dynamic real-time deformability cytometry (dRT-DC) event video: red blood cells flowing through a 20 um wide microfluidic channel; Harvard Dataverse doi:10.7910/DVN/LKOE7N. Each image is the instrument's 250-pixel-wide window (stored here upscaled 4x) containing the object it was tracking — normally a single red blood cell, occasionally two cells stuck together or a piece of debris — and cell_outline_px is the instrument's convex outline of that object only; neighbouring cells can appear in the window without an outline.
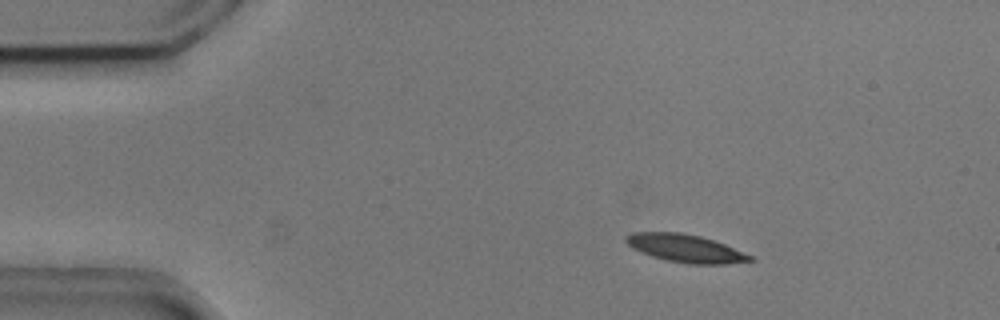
{"species": "common noctule bat (a hibernating species)", "species_latin": "Nyctalus noctula", "temperature_condition": "cold", "stored_images_in_passage": 49, "camera_frame_rate_fps": 3000, "um_per_image_px": 0.085, "animal": {"sex": "male", "body_mass_g": 20.5, "forearm_length_mm": 52.5}, "frame": {"image": 1, "passage_image": 3, "time_ms": 0.667, "image_size_px": [1000, 320], "cell_outline_px": [[756, 260], [728, 264], [688, 264], [668, 260], [652, 256], [632, 248], [624, 240], [624, 236], [632, 232], [680, 232], [700, 236], [724, 244], [752, 256]], "centroid_in_image_um": [58.25, 21.1], "position_along_channel_um": 26.8, "area_um2": 20.06}}
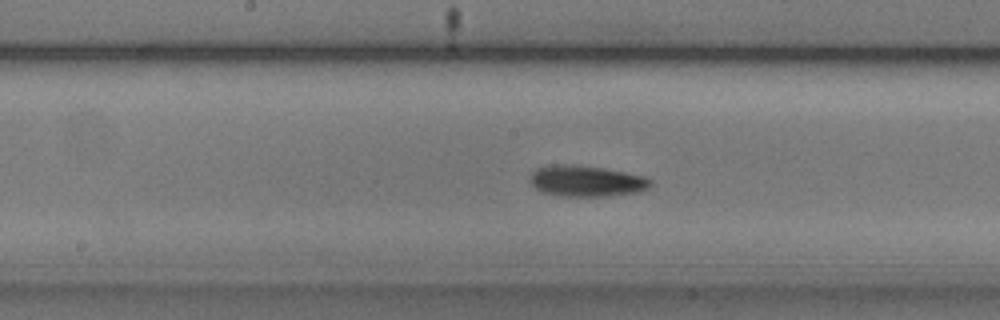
{"frame": {"image": 2, "passage_image": 22, "time_ms": 7.0, "image_size_px": [1000, 320], "cell_outline_px": [[652, 184], [648, 188], [636, 192], [608, 196], [560, 196], [544, 192], [536, 188], [528, 180], [532, 172], [536, 168], [552, 164], [576, 164], [604, 168], [644, 176], [652, 180]], "centroid_in_image_um": [49.82, 15.37], "position_along_channel_um": 198.4, "area_um2": 21.91}}
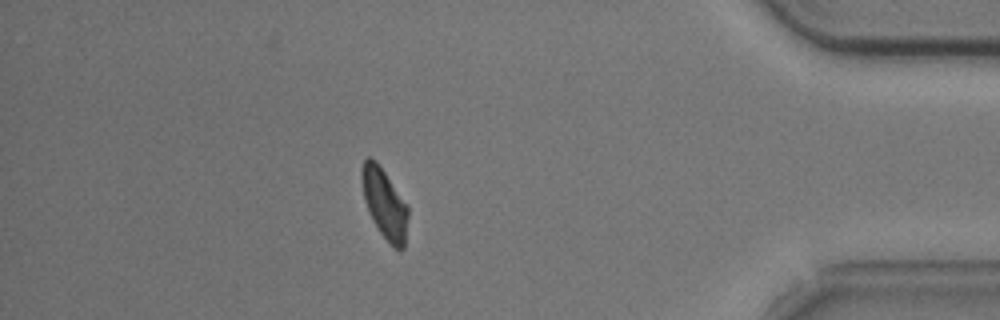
{"frame": {"image": 3, "passage_image": 42, "time_ms": 13.667, "image_size_px": [1000, 320], "cell_outline_px": [[408, 216], [404, 248], [400, 252], [392, 248], [380, 232], [372, 220], [368, 212], [364, 200], [360, 176], [360, 172], [364, 160], [368, 156], [376, 160], [408, 204]], "centroid_in_image_um": [32.68, 17.32], "position_along_channel_um": 402.5, "area_um2": 19.31}, "authors_computed_cell_mechanics": {"area_um2": 20.0566, "velocity_mm_per_s": 3.6827, "shape_relaxation_time_tau1_ms": 2.4187, "shape_relaxation_time_tau2_ms": null, "deformation_change_tau1": 0.1186, "deformation_change_tau2": null}}